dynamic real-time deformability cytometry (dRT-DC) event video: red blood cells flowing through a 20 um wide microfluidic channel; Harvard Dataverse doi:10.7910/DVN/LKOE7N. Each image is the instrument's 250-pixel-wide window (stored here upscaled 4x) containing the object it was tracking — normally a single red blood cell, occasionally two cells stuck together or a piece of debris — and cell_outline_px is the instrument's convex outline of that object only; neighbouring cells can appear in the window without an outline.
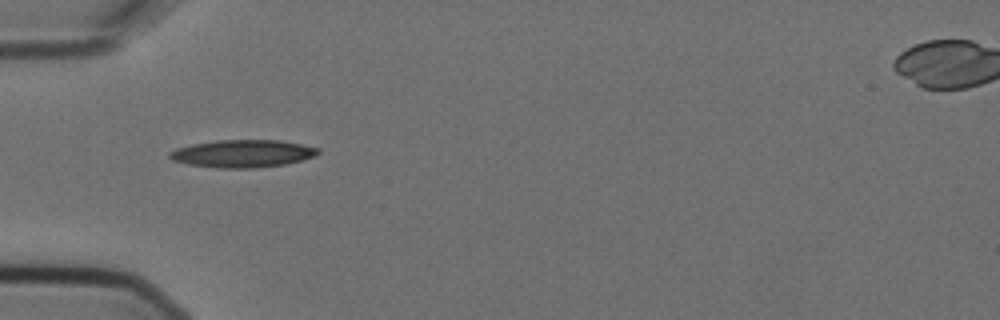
{"species": "Egyptian fruit bat (a non-hibernating species)", "species_latin": "Rousettus aegyptiacus", "temperature_condition": "cold", "stored_images_in_passage": 6, "camera_frame_rate_fps": 3000, "um_per_image_px": 0.085, "animal": {"sex": "female"}, "frame": {"image": 1, "passage_image": 1, "time_ms": 0.0, "image_size_px": [1000, 320], "cell_outline_px": [[320, 152], [316, 156], [284, 164], [252, 168], [224, 168], [188, 164], [172, 160], [168, 156], [168, 152], [176, 148], [192, 144], [216, 140], [280, 140], [320, 148]], "centroid_in_image_um": [20.61, 13.04], "position_along_channel_um": 64.4, "area_um2": 23.76}}
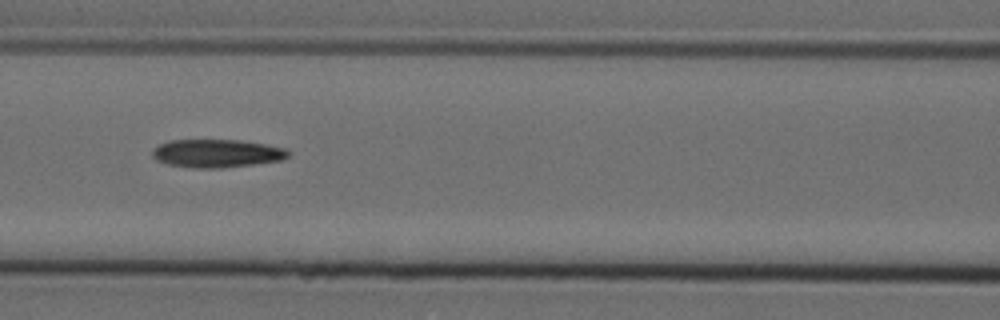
{"frame": {"image": 2, "passage_image": 3, "time_ms": 0.667, "image_size_px": [1000, 320], "cell_outline_px": [[288, 156], [280, 160], [252, 164], [220, 168], [192, 168], [168, 164], [156, 160], [152, 156], [152, 148], [168, 140], [240, 140], [264, 144], [284, 148], [288, 152]], "centroid_in_image_um": [18.35, 13.03], "position_along_channel_um": 148.2, "area_um2": 22.14}}
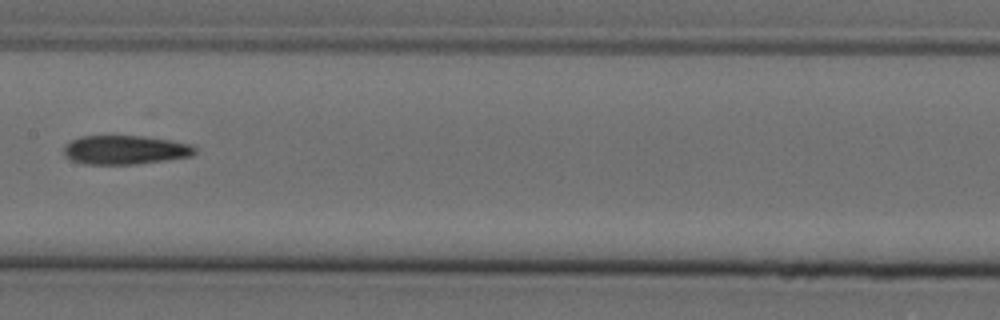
{"frame": {"image": 3, "passage_image": 4, "time_ms": 1.0, "image_size_px": [1000, 320], "cell_outline_px": [[196, 152], [192, 156], [136, 164], [84, 164], [72, 160], [64, 156], [64, 148], [72, 140], [80, 136], [144, 136], [172, 140], [192, 144], [196, 148]], "centroid_in_image_um": [10.67, 12.74], "position_along_channel_um": 196.7, "area_um2": 22.14}}